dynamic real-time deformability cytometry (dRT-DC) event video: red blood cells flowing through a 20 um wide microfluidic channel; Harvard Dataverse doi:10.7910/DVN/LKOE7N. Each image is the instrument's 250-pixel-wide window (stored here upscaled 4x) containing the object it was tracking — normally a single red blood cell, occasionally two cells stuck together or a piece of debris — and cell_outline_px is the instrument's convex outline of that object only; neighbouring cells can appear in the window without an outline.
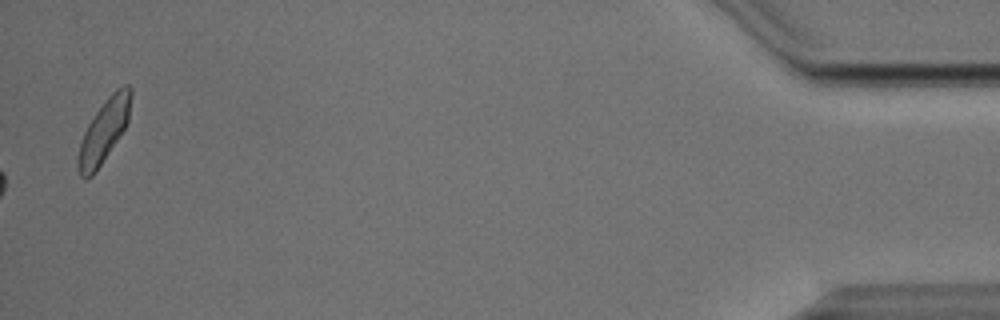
{"species": "Egyptian fruit bat (a non-hibernating species)", "species_latin": "Rousettus aegyptiacus", "temperature_condition": "cold", "stored_images_in_passage": 38, "camera_frame_rate_fps": 3000, "um_per_image_px": 0.085, "animal": {"sex": "male"}, "frame": {"image": 1, "passage_image": 38, "time_ms": 12.333, "image_size_px": [1000, 320], "cell_outline_px": [[132, 96], [128, 120], [124, 128], [96, 172], [92, 176], [84, 180], [80, 176], [76, 164], [76, 160], [80, 144], [84, 132], [88, 124], [104, 100], [116, 88], [124, 84], [128, 84], [132, 88]], "centroid_in_image_um": [8.82, 11.12], "position_along_channel_um": 426.4, "area_um2": 19.36}, "authors_computed_cell_mechanics": {"area_um2": 21.1548, "velocity_mm_per_s": 3.8137, "shape_relaxation_time_tau1_ms": null, "shape_relaxation_time_tau2_ms": 2.6223, "deformation_change_tau1": null, "deformation_change_tau2": 0.0918}}